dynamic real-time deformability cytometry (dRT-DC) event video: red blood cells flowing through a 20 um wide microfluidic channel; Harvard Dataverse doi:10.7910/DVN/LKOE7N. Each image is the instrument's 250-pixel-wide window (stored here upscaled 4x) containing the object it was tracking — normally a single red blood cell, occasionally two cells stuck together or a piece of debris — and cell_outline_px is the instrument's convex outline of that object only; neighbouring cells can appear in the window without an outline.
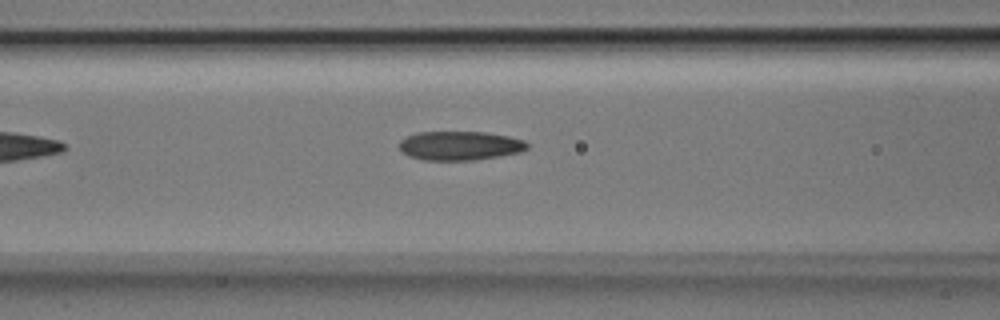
{"species": "Egyptian fruit bat (a non-hibernating species)", "species_latin": "Rousettus aegyptiacus", "temperature_condition": "room temperature", "stored_images_in_passage": 26, "camera_frame_rate_fps": 3000, "um_per_image_px": 0.085, "animal": {"sex": "male"}, "frame": {"image": 1, "passage_image": 5, "time_ms": 1.333, "image_size_px": [1000, 320], "cell_outline_px": [[528, 148], [520, 152], [500, 156], [472, 160], [424, 160], [408, 156], [400, 152], [400, 140], [416, 132], [484, 132], [508, 136], [524, 140], [528, 144]], "centroid_in_image_um": [39.07, 12.38], "position_along_channel_um": 127.5, "area_um2": 21.68}}
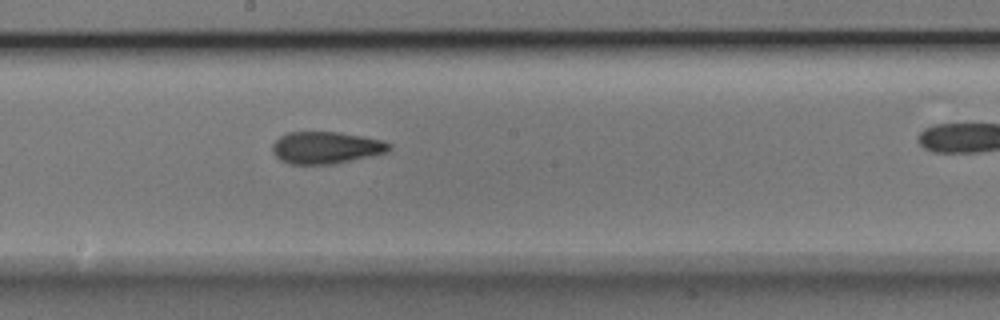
{"frame": {"image": 2, "passage_image": 12, "time_ms": 3.667, "image_size_px": [1000, 320], "cell_outline_px": [[392, 148], [388, 152], [336, 164], [288, 164], [280, 160], [272, 152], [272, 144], [280, 136], [288, 132], [336, 132], [384, 140], [392, 144]], "centroid_in_image_um": [27.72, 12.56], "position_along_channel_um": 220.5, "area_um2": 21.96}}
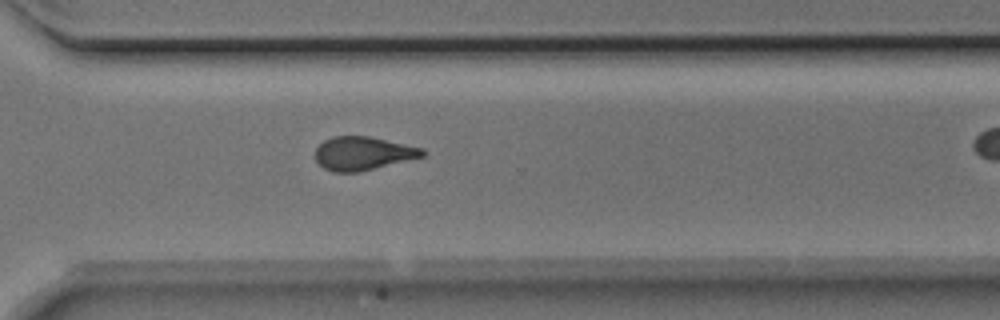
{"frame": {"image": 3, "passage_image": 21, "time_ms": 6.667, "image_size_px": [1000, 320], "cell_outline_px": [[428, 152], [424, 156], [356, 172], [332, 172], [324, 168], [316, 160], [316, 148], [324, 140], [332, 136], [368, 136], [424, 148]], "centroid_in_image_um": [30.85, 13.02], "position_along_channel_um": 339.7, "area_um2": 20.69}}